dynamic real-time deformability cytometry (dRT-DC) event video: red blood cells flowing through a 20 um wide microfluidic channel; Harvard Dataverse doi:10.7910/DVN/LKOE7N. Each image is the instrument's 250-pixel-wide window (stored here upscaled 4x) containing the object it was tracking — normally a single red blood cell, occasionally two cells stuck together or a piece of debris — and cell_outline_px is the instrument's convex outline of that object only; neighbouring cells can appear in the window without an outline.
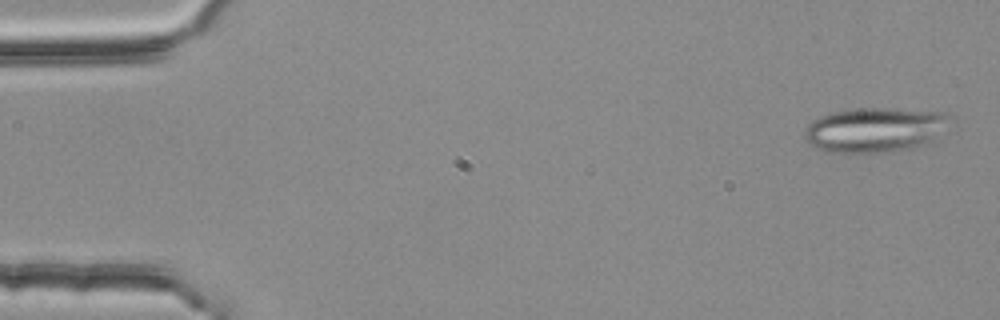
{"species": "common noctule bat (a hibernating species)", "species_latin": "Nyctalus noctula", "temperature_condition": "room temperature", "stored_images_in_passage": 55, "segment_of_instrument_passage": [1, 2], "camera_frame_rate_fps": 3000, "um_per_image_px": 0.085, "animal": {"sex": "female", "body_mass_g": 25.1}, "frame": {"image": 1, "passage_image": 2, "time_ms": 0.333, "image_size_px": [1000, 320], "cell_outline_px": [[948, 116], [932, 136], [928, 140], [912, 148], [888, 152], [828, 152], [816, 148], [804, 136], [804, 128], [812, 120], [820, 116], [832, 112], [860, 108], [888, 108], [944, 112]], "centroid_in_image_um": [74.19, 11.02], "position_along_channel_um": 10.8, "area_um2": 36.65}}